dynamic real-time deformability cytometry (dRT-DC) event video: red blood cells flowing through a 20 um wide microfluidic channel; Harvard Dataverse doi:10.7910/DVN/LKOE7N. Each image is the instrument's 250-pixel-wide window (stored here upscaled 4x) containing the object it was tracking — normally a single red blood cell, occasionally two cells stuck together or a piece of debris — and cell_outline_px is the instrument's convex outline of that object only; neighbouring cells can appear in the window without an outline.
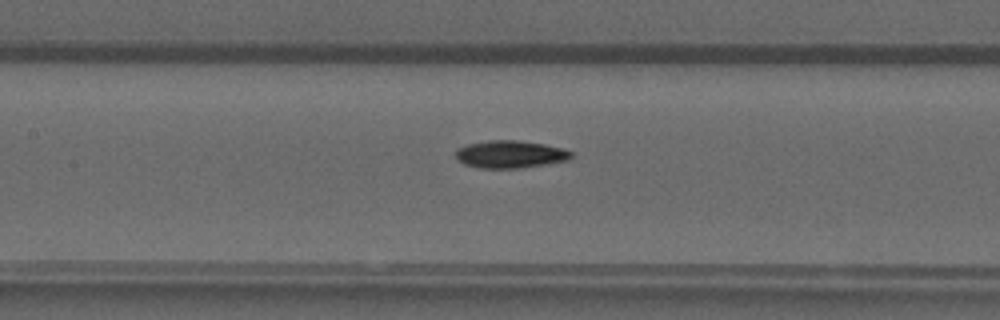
{"species": "common noctule bat (a hibernating species)", "species_latin": "Nyctalus noctula", "temperature_condition": "warm", "stored_images_in_passage": 33, "camera_frame_rate_fps": 3000, "um_per_image_px": 0.085, "animal": {"sex": "male", "forearm_length_mm": 52.5}, "frame": {"image": 1, "passage_image": 13, "time_ms": 4.0, "image_size_px": [1000, 320], "cell_outline_px": [[572, 156], [568, 160], [548, 164], [520, 168], [480, 168], [464, 164], [456, 156], [456, 148], [468, 144], [488, 140], [516, 140], [544, 144], [560, 148], [572, 152]], "centroid_in_image_um": [43.36, 13.11], "position_along_channel_um": 164.0, "area_um2": 18.44}}
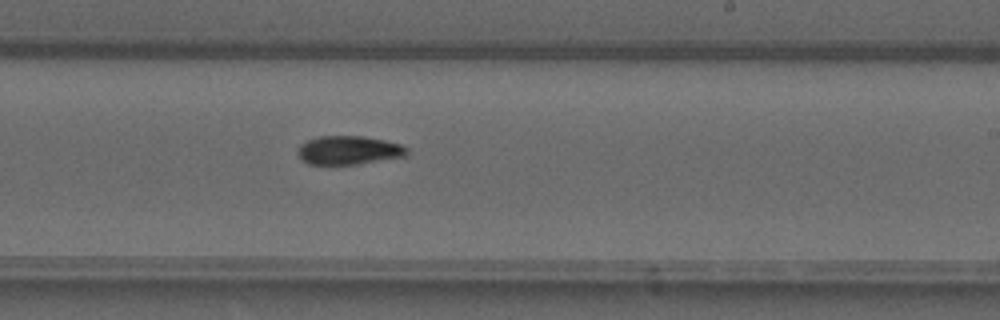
{"frame": {"image": 2, "passage_image": 20, "time_ms": 6.333, "image_size_px": [1000, 320], "cell_outline_px": [[408, 152], [404, 156], [356, 164], [308, 164], [300, 160], [296, 152], [300, 144], [308, 140], [320, 136], [364, 136], [384, 140], [400, 144], [408, 148]], "centroid_in_image_um": [29.59, 12.76], "position_along_channel_um": 259.4, "area_um2": 18.21}}
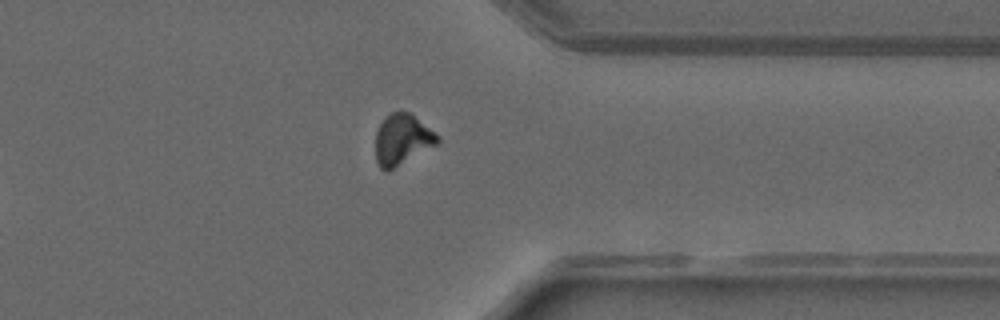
{"frame": {"image": 3, "passage_image": 29, "time_ms": 9.333, "image_size_px": [1000, 320], "cell_outline_px": [[440, 140], [436, 144], [388, 172], [380, 168], [376, 160], [376, 132], [380, 124], [392, 112], [408, 112], [440, 136]], "centroid_in_image_um": [34.17, 11.89], "position_along_channel_um": 377.2, "area_um2": 17.92}, "authors_computed_cell_mechanics": {"area_um2": 18.207, "velocity_mm_per_s": 4.1105, "shape_relaxation_time_tau1_ms": 4.0705, "shape_relaxation_time_tau2_ms": 3.1861, "deformation_change_tau1": 0.169, "deformation_change_tau2": 0.0685}}